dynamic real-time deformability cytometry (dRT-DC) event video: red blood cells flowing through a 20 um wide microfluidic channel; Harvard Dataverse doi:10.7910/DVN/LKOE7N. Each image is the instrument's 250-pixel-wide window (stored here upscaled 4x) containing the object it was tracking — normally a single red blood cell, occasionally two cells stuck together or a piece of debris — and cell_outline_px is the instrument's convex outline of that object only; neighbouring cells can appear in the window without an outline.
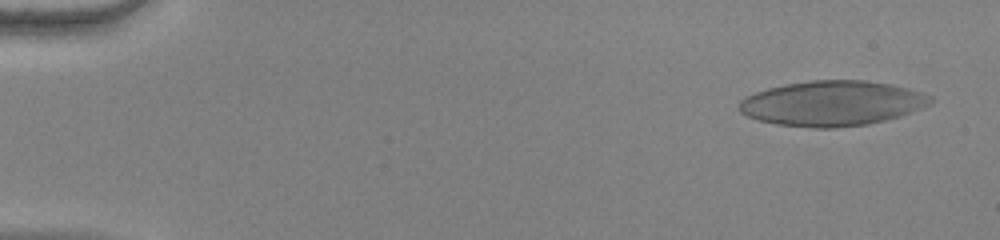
{"species": "human", "species_latin": "Homo sapiens", "temperature_condition": "warm", "stored_images_in_passage": 53, "camera_frame_rate_fps": 3000, "um_per_image_px": 0.085, "donor": {"sex": "female"}, "frame": {"image": 1, "passage_image": 3, "time_ms": 0.667, "image_size_px": [1000, 240], "cell_outline_px": [[932, 100], [928, 104], [908, 112], [884, 120], [868, 124], [832, 128], [812, 128], [776, 124], [760, 120], [748, 116], [740, 112], [740, 100], [756, 92], [768, 88], [788, 84], [812, 80], [864, 80], [888, 84], [908, 88], [932, 96]], "centroid_in_image_um": [70.7, 8.78], "position_along_channel_um": 14.3, "area_um2": 49.53}}
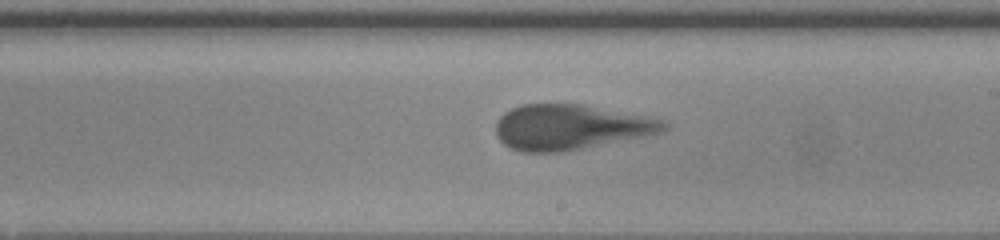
{"frame": {"image": 2, "passage_image": 32, "time_ms": 10.333, "image_size_px": [1000, 240], "cell_outline_px": [[668, 128], [664, 132], [564, 152], [520, 152], [504, 144], [496, 136], [496, 124], [500, 116], [504, 112], [520, 104], [584, 104], [660, 120], [668, 124]], "centroid_in_image_um": [48.44, 10.81], "position_along_channel_um": 240.6, "area_um2": 43.99}}
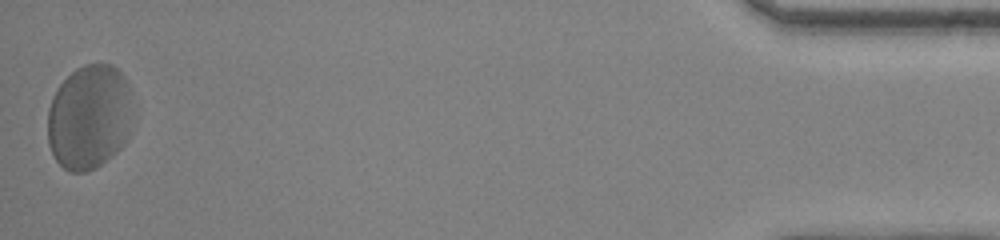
{"frame": {"image": 3, "passage_image": 53, "time_ms": 17.333, "image_size_px": [1000, 240], "cell_outline_px": [[128, 132], [124, 144], [116, 152], [96, 168], [84, 172], [68, 172], [56, 160], [48, 144], [48, 108], [60, 84], [76, 68], [84, 64], [112, 64], [124, 76], [128, 84]], "centroid_in_image_um": [7.53, 9.96], "position_along_channel_um": 427.7, "area_um2": 51.21}, "authors_computed_cell_mechanics": {"area_um2": 45.1418, "velocity_mm_per_s": 3.8342, "shape_relaxation_time_tau1_ms": 2.5443, "shape_relaxation_time_tau2_ms": 0.8734, "deformation_change_tau1": 0.144, "deformation_change_tau2": 0.0923}}